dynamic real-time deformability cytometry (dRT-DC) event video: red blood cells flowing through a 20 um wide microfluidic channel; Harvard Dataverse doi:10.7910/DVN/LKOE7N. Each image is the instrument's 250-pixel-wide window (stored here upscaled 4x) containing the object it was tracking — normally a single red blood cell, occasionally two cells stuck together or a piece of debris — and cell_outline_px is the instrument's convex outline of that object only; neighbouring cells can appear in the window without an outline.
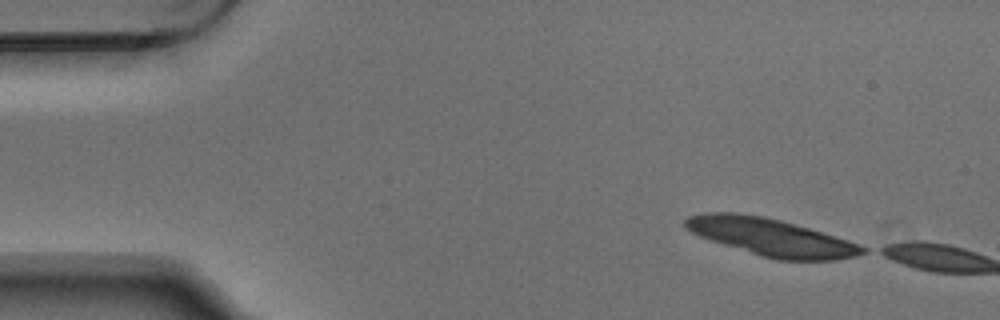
{"species": "Egyptian fruit bat (a non-hibernating species)", "species_latin": "Rousettus aegyptiacus", "temperature_condition": "warm", "stored_images_in_passage": 3, "camera_frame_rate_fps": 3000, "um_per_image_px": 0.085, "animal": {"sex": "male"}, "frame": {"image": 1, "passage_image": 1, "time_ms": 0.0, "image_size_px": [1000, 320], "cell_outline_px": [[868, 252], [856, 256], [836, 260], [780, 260], [760, 256], [700, 236], [684, 228], [684, 220], [688, 216], [708, 212], [740, 212], [764, 216], [780, 220], [808, 228], [848, 240], [860, 244], [868, 248]], "centroid_in_image_um": [65.55, 20.15], "position_along_channel_um": 19.4, "area_um2": 38.55}}